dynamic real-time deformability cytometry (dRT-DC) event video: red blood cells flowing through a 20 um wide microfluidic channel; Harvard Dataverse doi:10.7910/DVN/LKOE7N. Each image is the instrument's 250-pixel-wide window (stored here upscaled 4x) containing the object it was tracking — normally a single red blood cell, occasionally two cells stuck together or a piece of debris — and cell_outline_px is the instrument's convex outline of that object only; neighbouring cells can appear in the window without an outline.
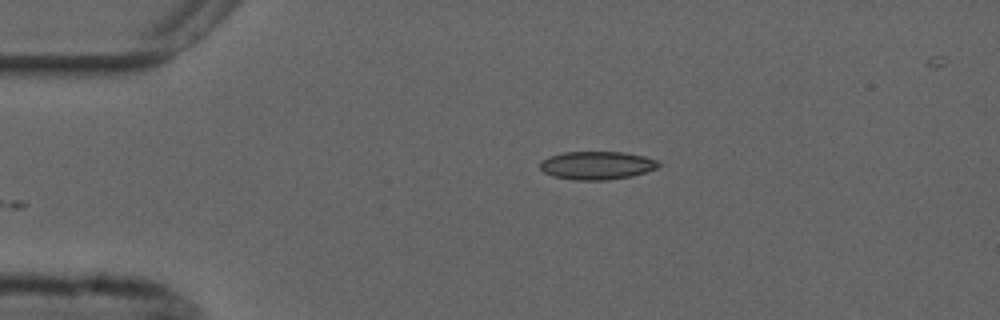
{"species": "common noctule bat (a hibernating species)", "species_latin": "Nyctalus noctula", "temperature_condition": "cold", "stored_images_in_passage": 35, "camera_frame_rate_fps": 3000, "um_per_image_px": 0.085, "animal": {"sex": "male", "forearm_length_mm": 52.5}, "frame": {"image": 1, "passage_image": 1, "time_ms": 0.0, "image_size_px": [1000, 320], "cell_outline_px": [[660, 164], [656, 168], [632, 176], [608, 180], [576, 180], [552, 176], [544, 172], [540, 168], [540, 164], [544, 160], [552, 156], [564, 152], [624, 152], [644, 156], [656, 160]], "centroid_in_image_um": [50.74, 14.06], "position_along_channel_um": 34.3, "area_um2": 19.25}}
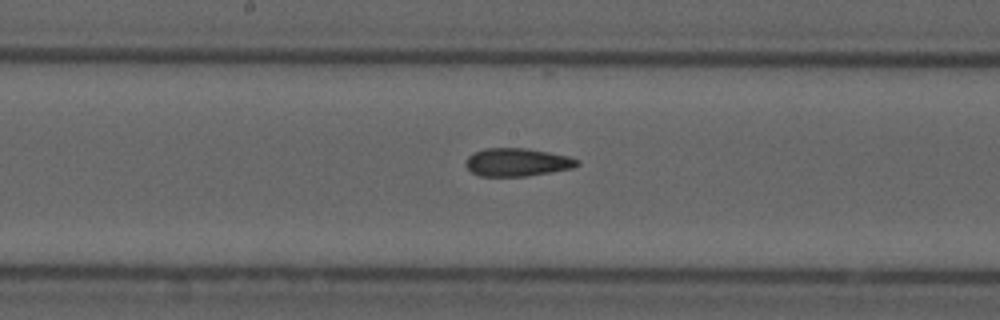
{"frame": {"image": 2, "passage_image": 18, "time_ms": 5.667, "image_size_px": [1000, 320], "cell_outline_px": [[580, 164], [572, 168], [552, 172], [528, 176], [480, 176], [472, 172], [464, 164], [468, 156], [484, 148], [524, 148], [548, 152], [568, 156], [580, 160]], "centroid_in_image_um": [43.97, 13.79], "position_along_channel_um": 204.2, "area_um2": 18.21}}
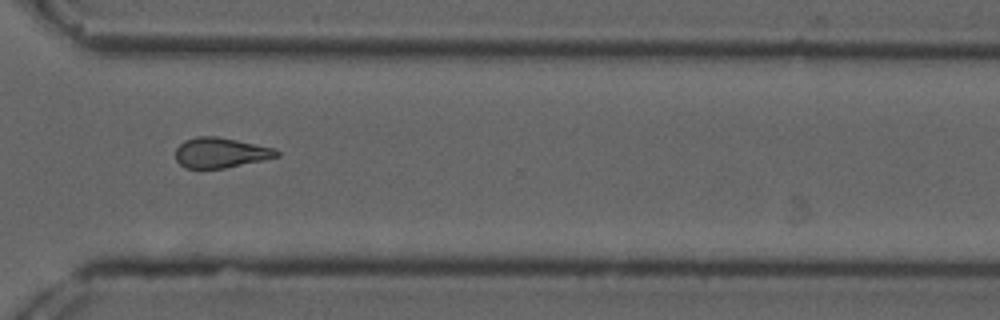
{"frame": {"image": 3, "passage_image": 30, "time_ms": 9.667, "image_size_px": [1000, 320], "cell_outline_px": [[280, 156], [224, 168], [184, 168], [176, 160], [176, 148], [184, 140], [196, 136], [216, 136], [276, 148], [280, 152]], "centroid_in_image_um": [18.74, 12.97], "position_along_channel_um": 351.9, "area_um2": 17.74}, "authors_computed_cell_mechanics": {"area_um2": 18.2648, "velocity_mm_per_s": 3.6986, "shape_relaxation_time_tau1_ms": null, "shape_relaxation_time_tau2_ms": 2.284, "deformation_change_tau1": null, "deformation_change_tau2": 0.0946}}